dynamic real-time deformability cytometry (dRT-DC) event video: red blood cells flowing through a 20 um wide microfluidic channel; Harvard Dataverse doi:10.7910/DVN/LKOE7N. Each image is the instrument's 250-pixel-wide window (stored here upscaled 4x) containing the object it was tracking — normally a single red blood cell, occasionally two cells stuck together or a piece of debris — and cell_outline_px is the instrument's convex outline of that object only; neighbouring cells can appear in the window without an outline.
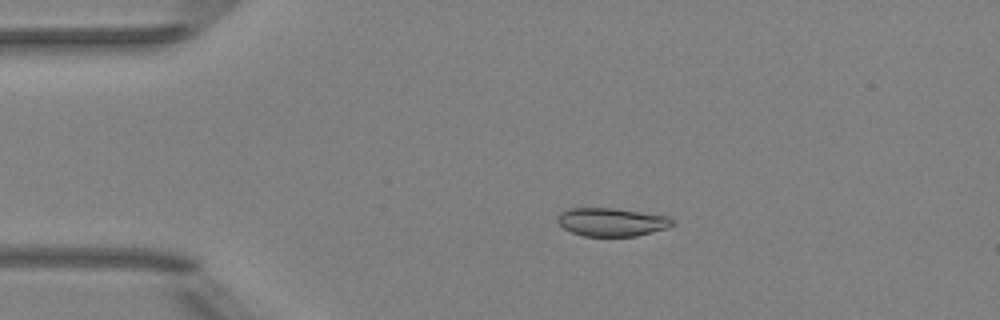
{"species": "Egyptian fruit bat (a non-hibernating species)", "species_latin": "Rousettus aegyptiacus", "temperature_condition": "room temperature", "stored_images_in_passage": 50, "camera_frame_rate_fps": 3000, "um_per_image_px": 0.085, "animal": {"sex": "female"}, "frame": {"image": 1, "passage_image": 10, "time_ms": 3.0, "image_size_px": [1000, 320], "cell_outline_px": [[676, 224], [668, 228], [636, 236], [584, 236], [572, 232], [564, 228], [556, 220], [560, 212], [568, 208], [616, 208], [668, 216], [676, 220]], "centroid_in_image_um": [52.04, 18.87], "position_along_channel_um": 33.0, "area_um2": 19.13}}
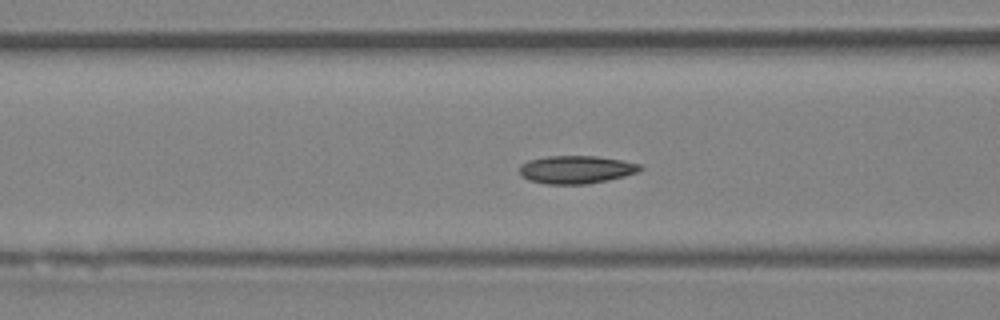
{"frame": {"image": 2, "passage_image": 19, "time_ms": 6.0, "image_size_px": [1000, 320], "cell_outline_px": [[644, 168], [636, 172], [624, 176], [608, 180], [588, 184], [548, 184], [528, 180], [520, 176], [520, 164], [528, 160], [548, 156], [596, 156], [624, 160], [640, 164]], "centroid_in_image_um": [48.97, 14.41], "position_along_channel_um": 117.6, "area_um2": 19.77}}
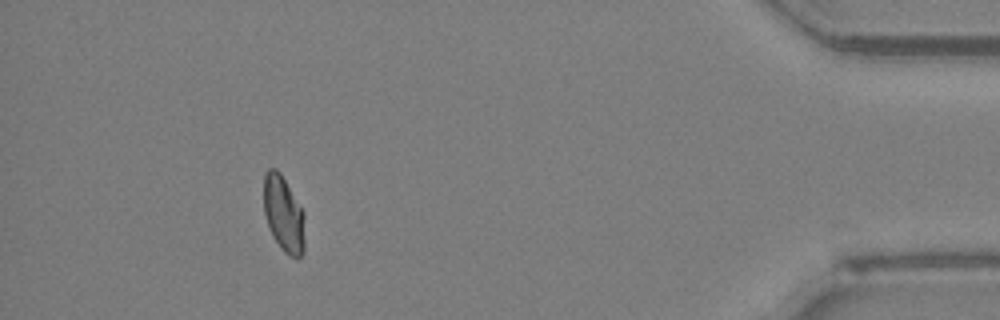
{"frame": {"image": 3, "passage_image": 46, "time_ms": 15.0, "image_size_px": [1000, 320], "cell_outline_px": [[304, 252], [296, 260], [288, 256], [284, 252], [272, 236], [264, 212], [264, 172], [268, 168], [276, 168], [280, 172], [304, 212]], "centroid_in_image_um": [24.11, 18.21], "position_along_channel_um": 411.1, "area_um2": 18.32}, "authors_computed_cell_mechanics": {"area_um2": 19.1029, "velocity_mm_per_s": 3.9624, "shape_relaxation_time_tau1_ms": null, "shape_relaxation_time_tau2_ms": 2.5361, "deformation_change_tau1": null, "deformation_change_tau2": 0.0371}}